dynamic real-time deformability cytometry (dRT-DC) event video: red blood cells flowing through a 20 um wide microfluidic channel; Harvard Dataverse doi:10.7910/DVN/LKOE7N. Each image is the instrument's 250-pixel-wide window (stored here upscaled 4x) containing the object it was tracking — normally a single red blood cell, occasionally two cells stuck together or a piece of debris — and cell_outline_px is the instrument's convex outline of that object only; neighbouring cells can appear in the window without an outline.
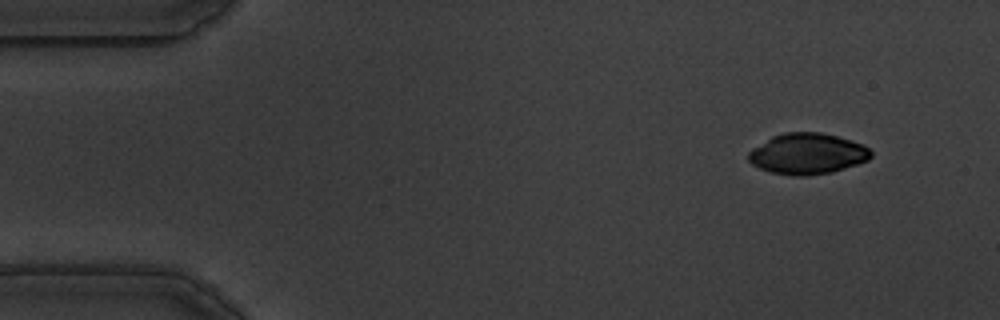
{"species": "common noctule bat (a hibernating species)", "species_latin": "Nyctalus noctula", "temperature_condition": "warm", "stored_images_in_passage": 15, "camera_frame_rate_fps": 3000, "um_per_image_px": 0.085, "animal": {"sex": "male", "body_mass_g": 19.5, "forearm_length_mm": 54.6}, "frame": {"image": 1, "passage_image": 5, "time_ms": 1.333, "image_size_px": [1000, 320], "cell_outline_px": [[872, 156], [868, 160], [832, 172], [804, 176], [792, 176], [772, 172], [760, 168], [752, 164], [748, 160], [748, 152], [752, 148], [772, 136], [784, 132], [820, 132], [836, 136], [864, 144], [872, 152]], "centroid_in_image_um": [68.62, 13.06], "position_along_channel_um": 16.4, "area_um2": 29.19}}